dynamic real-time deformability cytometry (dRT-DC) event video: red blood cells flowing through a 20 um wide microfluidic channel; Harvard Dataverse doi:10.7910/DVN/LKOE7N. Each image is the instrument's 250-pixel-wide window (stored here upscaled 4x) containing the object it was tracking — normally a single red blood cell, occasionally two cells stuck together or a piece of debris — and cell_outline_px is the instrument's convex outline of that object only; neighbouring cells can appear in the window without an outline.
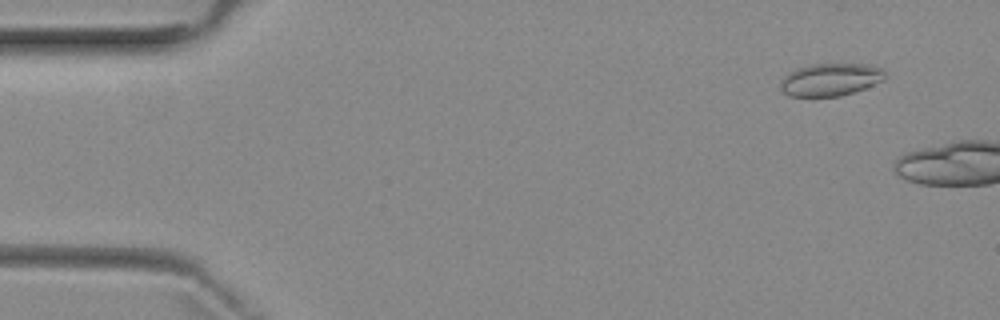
{"species": "common noctule bat (a hibernating species)", "species_latin": "Nyctalus noctula", "temperature_condition": "room temperature", "stored_images_in_passage": 3, "camera_frame_rate_fps": 3000, "um_per_image_px": 0.085, "animal": {"sex": "female", "body_mass_g": 29.2, "forearm_length_mm": 56.3}, "frame": {"image": 1, "passage_image": 1, "time_ms": 0.0, "image_size_px": [1000, 320], "cell_outline_px": [[888, 76], [884, 80], [864, 88], [840, 96], [788, 96], [780, 88], [780, 84], [784, 76], [788, 72], [808, 64], [868, 64], [880, 68]], "centroid_in_image_um": [70.58, 6.76], "position_along_channel_um": 14.4, "area_um2": 19.83}}